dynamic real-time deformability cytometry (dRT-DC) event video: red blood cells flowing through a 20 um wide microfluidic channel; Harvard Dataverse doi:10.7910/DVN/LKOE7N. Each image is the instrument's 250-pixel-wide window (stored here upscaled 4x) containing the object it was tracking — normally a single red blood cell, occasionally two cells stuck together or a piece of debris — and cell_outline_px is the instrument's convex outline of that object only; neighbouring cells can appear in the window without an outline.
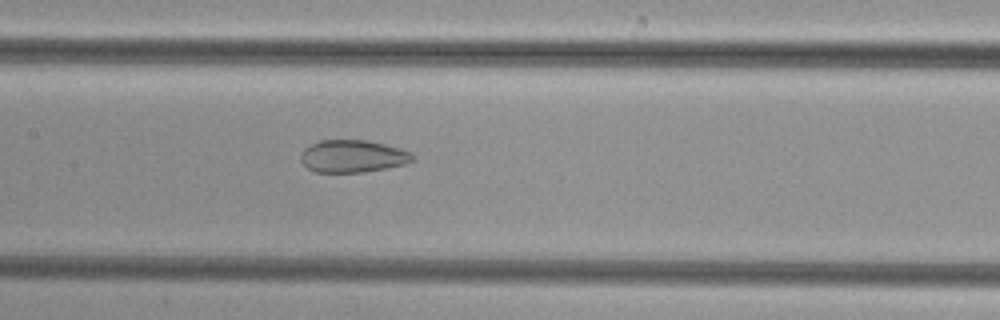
{"species": "common noctule bat (a hibernating species)", "species_latin": "Nyctalus noctula", "temperature_condition": "cold", "stored_images_in_passage": 35, "camera_frame_rate_fps": 3000, "um_per_image_px": 0.085, "animal": {"sex": "female", "body_mass_g": 29.2, "forearm_length_mm": 56.3}, "frame": {"image": 1, "passage_image": 18, "time_ms": 5.667, "image_size_px": [1000, 320], "cell_outline_px": [[416, 156], [412, 160], [404, 164], [364, 172], [316, 172], [308, 168], [300, 160], [300, 152], [304, 148], [320, 140], [368, 140], [400, 148]], "centroid_in_image_um": [29.95, 13.27], "position_along_channel_um": 177.5, "area_um2": 21.04}}
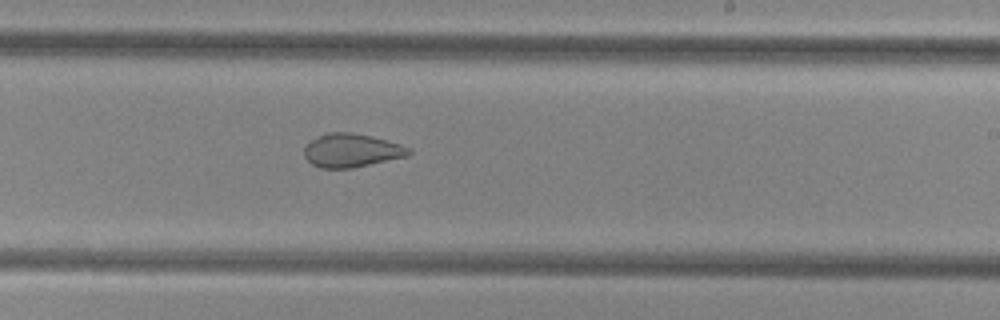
{"frame": {"image": 2, "passage_image": 24, "time_ms": 7.667, "image_size_px": [1000, 320], "cell_outline_px": [[412, 152], [408, 156], [352, 168], [320, 168], [312, 164], [304, 156], [304, 144], [316, 136], [328, 132], [352, 132], [372, 136], [400, 144], [412, 148]], "centroid_in_image_um": [29.86, 12.77], "position_along_channel_um": 259.1, "area_um2": 20.69}}
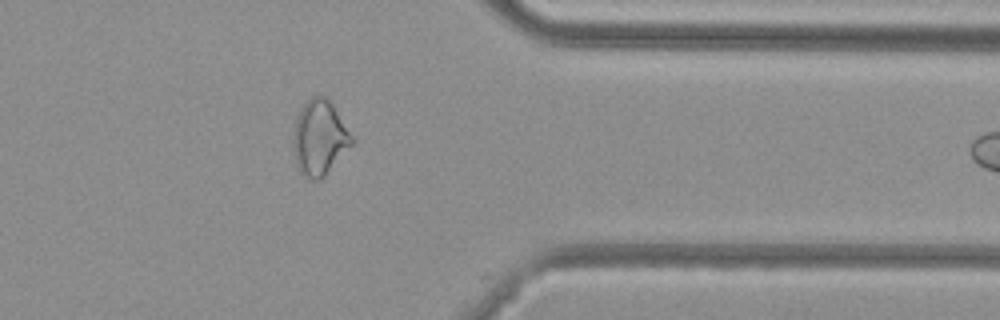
{"frame": {"image": 3, "passage_image": 34, "time_ms": 11.0, "image_size_px": [1000, 320], "cell_outline_px": [[356, 140], [324, 176], [320, 180], [308, 180], [300, 172], [296, 164], [292, 148], [292, 136], [296, 116], [304, 104], [312, 96], [324, 96], [332, 104]], "centroid_in_image_um": [27.14, 11.73], "position_along_channel_um": 384.3, "area_um2": 25.78}}